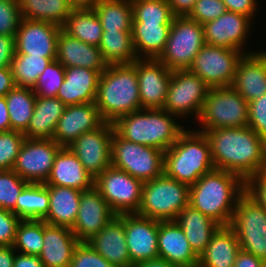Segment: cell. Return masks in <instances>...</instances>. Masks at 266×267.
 <instances>
[{"instance_id":"obj_1","label":"cell","mask_w":266,"mask_h":267,"mask_svg":"<svg viewBox=\"0 0 266 267\" xmlns=\"http://www.w3.org/2000/svg\"><path fill=\"white\" fill-rule=\"evenodd\" d=\"M215 169L236 173L245 181L266 168V140L249 126L203 131Z\"/></svg>"},{"instance_id":"obj_2","label":"cell","mask_w":266,"mask_h":267,"mask_svg":"<svg viewBox=\"0 0 266 267\" xmlns=\"http://www.w3.org/2000/svg\"><path fill=\"white\" fill-rule=\"evenodd\" d=\"M246 181L236 173L214 169L190 186L189 205L220 226H229Z\"/></svg>"},{"instance_id":"obj_3","label":"cell","mask_w":266,"mask_h":267,"mask_svg":"<svg viewBox=\"0 0 266 267\" xmlns=\"http://www.w3.org/2000/svg\"><path fill=\"white\" fill-rule=\"evenodd\" d=\"M177 118L164 109H140L119 117L113 125L125 140L165 152L187 129Z\"/></svg>"},{"instance_id":"obj_4","label":"cell","mask_w":266,"mask_h":267,"mask_svg":"<svg viewBox=\"0 0 266 267\" xmlns=\"http://www.w3.org/2000/svg\"><path fill=\"white\" fill-rule=\"evenodd\" d=\"M95 105L105 122L141 109L136 68L132 64H109L100 75Z\"/></svg>"},{"instance_id":"obj_5","label":"cell","mask_w":266,"mask_h":267,"mask_svg":"<svg viewBox=\"0 0 266 267\" xmlns=\"http://www.w3.org/2000/svg\"><path fill=\"white\" fill-rule=\"evenodd\" d=\"M214 169L206 135L193 128L164 152V174L189 186Z\"/></svg>"},{"instance_id":"obj_6","label":"cell","mask_w":266,"mask_h":267,"mask_svg":"<svg viewBox=\"0 0 266 267\" xmlns=\"http://www.w3.org/2000/svg\"><path fill=\"white\" fill-rule=\"evenodd\" d=\"M190 186L165 174L143 182L137 214L157 221H174L189 205Z\"/></svg>"},{"instance_id":"obj_7","label":"cell","mask_w":266,"mask_h":267,"mask_svg":"<svg viewBox=\"0 0 266 267\" xmlns=\"http://www.w3.org/2000/svg\"><path fill=\"white\" fill-rule=\"evenodd\" d=\"M248 119V102L232 86L210 88L195 130L246 127Z\"/></svg>"},{"instance_id":"obj_8","label":"cell","mask_w":266,"mask_h":267,"mask_svg":"<svg viewBox=\"0 0 266 267\" xmlns=\"http://www.w3.org/2000/svg\"><path fill=\"white\" fill-rule=\"evenodd\" d=\"M111 166L142 182L164 174V152L122 138L115 130L111 141Z\"/></svg>"},{"instance_id":"obj_9","label":"cell","mask_w":266,"mask_h":267,"mask_svg":"<svg viewBox=\"0 0 266 267\" xmlns=\"http://www.w3.org/2000/svg\"><path fill=\"white\" fill-rule=\"evenodd\" d=\"M205 44L201 24L187 16H175L165 49L157 59L170 70H186Z\"/></svg>"},{"instance_id":"obj_10","label":"cell","mask_w":266,"mask_h":267,"mask_svg":"<svg viewBox=\"0 0 266 267\" xmlns=\"http://www.w3.org/2000/svg\"><path fill=\"white\" fill-rule=\"evenodd\" d=\"M229 227L242 250L266 262V211L246 192L236 204Z\"/></svg>"},{"instance_id":"obj_11","label":"cell","mask_w":266,"mask_h":267,"mask_svg":"<svg viewBox=\"0 0 266 267\" xmlns=\"http://www.w3.org/2000/svg\"><path fill=\"white\" fill-rule=\"evenodd\" d=\"M209 90L210 87L188 69L173 70L163 109L178 119L193 116L197 121Z\"/></svg>"},{"instance_id":"obj_12","label":"cell","mask_w":266,"mask_h":267,"mask_svg":"<svg viewBox=\"0 0 266 267\" xmlns=\"http://www.w3.org/2000/svg\"><path fill=\"white\" fill-rule=\"evenodd\" d=\"M142 186L141 180L113 166L94 179V187L116 215L138 212Z\"/></svg>"},{"instance_id":"obj_13","label":"cell","mask_w":266,"mask_h":267,"mask_svg":"<svg viewBox=\"0 0 266 267\" xmlns=\"http://www.w3.org/2000/svg\"><path fill=\"white\" fill-rule=\"evenodd\" d=\"M243 56L240 50L205 44L188 70L198 75L210 88L231 86Z\"/></svg>"},{"instance_id":"obj_14","label":"cell","mask_w":266,"mask_h":267,"mask_svg":"<svg viewBox=\"0 0 266 267\" xmlns=\"http://www.w3.org/2000/svg\"><path fill=\"white\" fill-rule=\"evenodd\" d=\"M62 148L53 139H26L12 170L28 183L45 184Z\"/></svg>"},{"instance_id":"obj_15","label":"cell","mask_w":266,"mask_h":267,"mask_svg":"<svg viewBox=\"0 0 266 267\" xmlns=\"http://www.w3.org/2000/svg\"><path fill=\"white\" fill-rule=\"evenodd\" d=\"M113 132V123L104 122L95 130L83 133L68 146L94 179L111 166Z\"/></svg>"},{"instance_id":"obj_16","label":"cell","mask_w":266,"mask_h":267,"mask_svg":"<svg viewBox=\"0 0 266 267\" xmlns=\"http://www.w3.org/2000/svg\"><path fill=\"white\" fill-rule=\"evenodd\" d=\"M253 22L248 16L226 11L215 20L202 25L205 43L211 46L240 50L244 54L257 52L259 49L256 51L255 49L246 50L247 40L250 41L248 38L252 36L250 30L254 27Z\"/></svg>"},{"instance_id":"obj_17","label":"cell","mask_w":266,"mask_h":267,"mask_svg":"<svg viewBox=\"0 0 266 267\" xmlns=\"http://www.w3.org/2000/svg\"><path fill=\"white\" fill-rule=\"evenodd\" d=\"M132 65L136 68L141 109H163L173 70L153 58H138Z\"/></svg>"},{"instance_id":"obj_18","label":"cell","mask_w":266,"mask_h":267,"mask_svg":"<svg viewBox=\"0 0 266 267\" xmlns=\"http://www.w3.org/2000/svg\"><path fill=\"white\" fill-rule=\"evenodd\" d=\"M160 221L137 213L124 214V230L131 263L159 258L158 230Z\"/></svg>"},{"instance_id":"obj_19","label":"cell","mask_w":266,"mask_h":267,"mask_svg":"<svg viewBox=\"0 0 266 267\" xmlns=\"http://www.w3.org/2000/svg\"><path fill=\"white\" fill-rule=\"evenodd\" d=\"M61 29L53 23L22 18L15 36V53L56 58Z\"/></svg>"},{"instance_id":"obj_20","label":"cell","mask_w":266,"mask_h":267,"mask_svg":"<svg viewBox=\"0 0 266 267\" xmlns=\"http://www.w3.org/2000/svg\"><path fill=\"white\" fill-rule=\"evenodd\" d=\"M115 216L101 193L93 186L82 191L77 218L71 230L79 242H88Z\"/></svg>"},{"instance_id":"obj_21","label":"cell","mask_w":266,"mask_h":267,"mask_svg":"<svg viewBox=\"0 0 266 267\" xmlns=\"http://www.w3.org/2000/svg\"><path fill=\"white\" fill-rule=\"evenodd\" d=\"M104 122L95 103L67 105L52 139L62 147H68L80 135L95 130Z\"/></svg>"},{"instance_id":"obj_22","label":"cell","mask_w":266,"mask_h":267,"mask_svg":"<svg viewBox=\"0 0 266 267\" xmlns=\"http://www.w3.org/2000/svg\"><path fill=\"white\" fill-rule=\"evenodd\" d=\"M261 50L244 54L231 84L247 102L266 94V48Z\"/></svg>"},{"instance_id":"obj_23","label":"cell","mask_w":266,"mask_h":267,"mask_svg":"<svg viewBox=\"0 0 266 267\" xmlns=\"http://www.w3.org/2000/svg\"><path fill=\"white\" fill-rule=\"evenodd\" d=\"M157 244L159 258L179 267H198L199 257L175 220L160 221Z\"/></svg>"},{"instance_id":"obj_24","label":"cell","mask_w":266,"mask_h":267,"mask_svg":"<svg viewBox=\"0 0 266 267\" xmlns=\"http://www.w3.org/2000/svg\"><path fill=\"white\" fill-rule=\"evenodd\" d=\"M56 60L65 68H88L100 74L109 65L98 46L84 43L68 35L62 29L57 38Z\"/></svg>"},{"instance_id":"obj_25","label":"cell","mask_w":266,"mask_h":267,"mask_svg":"<svg viewBox=\"0 0 266 267\" xmlns=\"http://www.w3.org/2000/svg\"><path fill=\"white\" fill-rule=\"evenodd\" d=\"M87 243L109 263L117 267H134L126 243L124 214L116 215Z\"/></svg>"},{"instance_id":"obj_26","label":"cell","mask_w":266,"mask_h":267,"mask_svg":"<svg viewBox=\"0 0 266 267\" xmlns=\"http://www.w3.org/2000/svg\"><path fill=\"white\" fill-rule=\"evenodd\" d=\"M78 244L70 227L50 225L43 221V247L38 257L45 267H70Z\"/></svg>"},{"instance_id":"obj_27","label":"cell","mask_w":266,"mask_h":267,"mask_svg":"<svg viewBox=\"0 0 266 267\" xmlns=\"http://www.w3.org/2000/svg\"><path fill=\"white\" fill-rule=\"evenodd\" d=\"M45 185L84 191L94 186V178L86 171L69 147H62L54 159L51 173Z\"/></svg>"},{"instance_id":"obj_28","label":"cell","mask_w":266,"mask_h":267,"mask_svg":"<svg viewBox=\"0 0 266 267\" xmlns=\"http://www.w3.org/2000/svg\"><path fill=\"white\" fill-rule=\"evenodd\" d=\"M100 73L82 67L65 68V79L57 93L66 106L95 103Z\"/></svg>"},{"instance_id":"obj_29","label":"cell","mask_w":266,"mask_h":267,"mask_svg":"<svg viewBox=\"0 0 266 267\" xmlns=\"http://www.w3.org/2000/svg\"><path fill=\"white\" fill-rule=\"evenodd\" d=\"M240 250L236 233L229 226H220L199 256L198 267H233Z\"/></svg>"},{"instance_id":"obj_30","label":"cell","mask_w":266,"mask_h":267,"mask_svg":"<svg viewBox=\"0 0 266 267\" xmlns=\"http://www.w3.org/2000/svg\"><path fill=\"white\" fill-rule=\"evenodd\" d=\"M183 229L191 249L199 257L220 225L190 205L183 208L175 219Z\"/></svg>"},{"instance_id":"obj_31","label":"cell","mask_w":266,"mask_h":267,"mask_svg":"<svg viewBox=\"0 0 266 267\" xmlns=\"http://www.w3.org/2000/svg\"><path fill=\"white\" fill-rule=\"evenodd\" d=\"M66 105L57 97H37L33 115L27 130L26 139H52L58 120Z\"/></svg>"},{"instance_id":"obj_32","label":"cell","mask_w":266,"mask_h":267,"mask_svg":"<svg viewBox=\"0 0 266 267\" xmlns=\"http://www.w3.org/2000/svg\"><path fill=\"white\" fill-rule=\"evenodd\" d=\"M49 193V210L43 219L47 224L72 227L76 221L82 191L46 185Z\"/></svg>"},{"instance_id":"obj_33","label":"cell","mask_w":266,"mask_h":267,"mask_svg":"<svg viewBox=\"0 0 266 267\" xmlns=\"http://www.w3.org/2000/svg\"><path fill=\"white\" fill-rule=\"evenodd\" d=\"M172 23H132V40L138 58L157 59L164 51Z\"/></svg>"},{"instance_id":"obj_34","label":"cell","mask_w":266,"mask_h":267,"mask_svg":"<svg viewBox=\"0 0 266 267\" xmlns=\"http://www.w3.org/2000/svg\"><path fill=\"white\" fill-rule=\"evenodd\" d=\"M61 28L68 35L84 43L95 46L101 43L103 28L93 8L73 9Z\"/></svg>"},{"instance_id":"obj_35","label":"cell","mask_w":266,"mask_h":267,"mask_svg":"<svg viewBox=\"0 0 266 267\" xmlns=\"http://www.w3.org/2000/svg\"><path fill=\"white\" fill-rule=\"evenodd\" d=\"M22 18L63 26L73 11L69 0H19Z\"/></svg>"},{"instance_id":"obj_36","label":"cell","mask_w":266,"mask_h":267,"mask_svg":"<svg viewBox=\"0 0 266 267\" xmlns=\"http://www.w3.org/2000/svg\"><path fill=\"white\" fill-rule=\"evenodd\" d=\"M49 210V193L45 184L28 183L17 198L12 212L21 220H43Z\"/></svg>"},{"instance_id":"obj_37","label":"cell","mask_w":266,"mask_h":267,"mask_svg":"<svg viewBox=\"0 0 266 267\" xmlns=\"http://www.w3.org/2000/svg\"><path fill=\"white\" fill-rule=\"evenodd\" d=\"M37 96L33 89L15 86L6 95L11 130L24 133L33 115Z\"/></svg>"},{"instance_id":"obj_38","label":"cell","mask_w":266,"mask_h":267,"mask_svg":"<svg viewBox=\"0 0 266 267\" xmlns=\"http://www.w3.org/2000/svg\"><path fill=\"white\" fill-rule=\"evenodd\" d=\"M98 47L108 64H132L138 59L131 31H103Z\"/></svg>"},{"instance_id":"obj_39","label":"cell","mask_w":266,"mask_h":267,"mask_svg":"<svg viewBox=\"0 0 266 267\" xmlns=\"http://www.w3.org/2000/svg\"><path fill=\"white\" fill-rule=\"evenodd\" d=\"M93 9L98 15L103 31H131V0H101Z\"/></svg>"},{"instance_id":"obj_40","label":"cell","mask_w":266,"mask_h":267,"mask_svg":"<svg viewBox=\"0 0 266 267\" xmlns=\"http://www.w3.org/2000/svg\"><path fill=\"white\" fill-rule=\"evenodd\" d=\"M56 58L14 54L10 69L17 87L34 89L38 77Z\"/></svg>"},{"instance_id":"obj_41","label":"cell","mask_w":266,"mask_h":267,"mask_svg":"<svg viewBox=\"0 0 266 267\" xmlns=\"http://www.w3.org/2000/svg\"><path fill=\"white\" fill-rule=\"evenodd\" d=\"M13 247L18 253L39 256L43 247V220H21Z\"/></svg>"},{"instance_id":"obj_42","label":"cell","mask_w":266,"mask_h":267,"mask_svg":"<svg viewBox=\"0 0 266 267\" xmlns=\"http://www.w3.org/2000/svg\"><path fill=\"white\" fill-rule=\"evenodd\" d=\"M132 23H172L175 15L167 0H131Z\"/></svg>"},{"instance_id":"obj_43","label":"cell","mask_w":266,"mask_h":267,"mask_svg":"<svg viewBox=\"0 0 266 267\" xmlns=\"http://www.w3.org/2000/svg\"><path fill=\"white\" fill-rule=\"evenodd\" d=\"M65 79V67L56 59L38 77L33 91L37 97H56Z\"/></svg>"},{"instance_id":"obj_44","label":"cell","mask_w":266,"mask_h":267,"mask_svg":"<svg viewBox=\"0 0 266 267\" xmlns=\"http://www.w3.org/2000/svg\"><path fill=\"white\" fill-rule=\"evenodd\" d=\"M27 184L28 182L13 170H0V208L12 211Z\"/></svg>"},{"instance_id":"obj_45","label":"cell","mask_w":266,"mask_h":267,"mask_svg":"<svg viewBox=\"0 0 266 267\" xmlns=\"http://www.w3.org/2000/svg\"><path fill=\"white\" fill-rule=\"evenodd\" d=\"M25 135L17 131L0 132V170H12Z\"/></svg>"},{"instance_id":"obj_46","label":"cell","mask_w":266,"mask_h":267,"mask_svg":"<svg viewBox=\"0 0 266 267\" xmlns=\"http://www.w3.org/2000/svg\"><path fill=\"white\" fill-rule=\"evenodd\" d=\"M21 19L19 0H0V35L16 36Z\"/></svg>"},{"instance_id":"obj_47","label":"cell","mask_w":266,"mask_h":267,"mask_svg":"<svg viewBox=\"0 0 266 267\" xmlns=\"http://www.w3.org/2000/svg\"><path fill=\"white\" fill-rule=\"evenodd\" d=\"M226 11L222 0H197L187 17L204 25L220 17Z\"/></svg>"},{"instance_id":"obj_48","label":"cell","mask_w":266,"mask_h":267,"mask_svg":"<svg viewBox=\"0 0 266 267\" xmlns=\"http://www.w3.org/2000/svg\"><path fill=\"white\" fill-rule=\"evenodd\" d=\"M70 267H117L109 263L87 242H79L73 252Z\"/></svg>"},{"instance_id":"obj_49","label":"cell","mask_w":266,"mask_h":267,"mask_svg":"<svg viewBox=\"0 0 266 267\" xmlns=\"http://www.w3.org/2000/svg\"><path fill=\"white\" fill-rule=\"evenodd\" d=\"M248 126L266 140V94L248 102Z\"/></svg>"},{"instance_id":"obj_50","label":"cell","mask_w":266,"mask_h":267,"mask_svg":"<svg viewBox=\"0 0 266 267\" xmlns=\"http://www.w3.org/2000/svg\"><path fill=\"white\" fill-rule=\"evenodd\" d=\"M20 221L12 211L0 208V246H13Z\"/></svg>"},{"instance_id":"obj_51","label":"cell","mask_w":266,"mask_h":267,"mask_svg":"<svg viewBox=\"0 0 266 267\" xmlns=\"http://www.w3.org/2000/svg\"><path fill=\"white\" fill-rule=\"evenodd\" d=\"M246 193L266 211V168L246 180Z\"/></svg>"},{"instance_id":"obj_52","label":"cell","mask_w":266,"mask_h":267,"mask_svg":"<svg viewBox=\"0 0 266 267\" xmlns=\"http://www.w3.org/2000/svg\"><path fill=\"white\" fill-rule=\"evenodd\" d=\"M227 11L242 14L250 17L253 21L259 10V1L257 0H222ZM256 14V15H255ZM255 16V17H254Z\"/></svg>"},{"instance_id":"obj_53","label":"cell","mask_w":266,"mask_h":267,"mask_svg":"<svg viewBox=\"0 0 266 267\" xmlns=\"http://www.w3.org/2000/svg\"><path fill=\"white\" fill-rule=\"evenodd\" d=\"M15 54V36L0 35V68L10 67Z\"/></svg>"},{"instance_id":"obj_54","label":"cell","mask_w":266,"mask_h":267,"mask_svg":"<svg viewBox=\"0 0 266 267\" xmlns=\"http://www.w3.org/2000/svg\"><path fill=\"white\" fill-rule=\"evenodd\" d=\"M233 267H266V262L241 249Z\"/></svg>"},{"instance_id":"obj_55","label":"cell","mask_w":266,"mask_h":267,"mask_svg":"<svg viewBox=\"0 0 266 267\" xmlns=\"http://www.w3.org/2000/svg\"><path fill=\"white\" fill-rule=\"evenodd\" d=\"M175 16H187L197 0H167Z\"/></svg>"},{"instance_id":"obj_56","label":"cell","mask_w":266,"mask_h":267,"mask_svg":"<svg viewBox=\"0 0 266 267\" xmlns=\"http://www.w3.org/2000/svg\"><path fill=\"white\" fill-rule=\"evenodd\" d=\"M13 267H45L41 259L35 255L16 252Z\"/></svg>"},{"instance_id":"obj_57","label":"cell","mask_w":266,"mask_h":267,"mask_svg":"<svg viewBox=\"0 0 266 267\" xmlns=\"http://www.w3.org/2000/svg\"><path fill=\"white\" fill-rule=\"evenodd\" d=\"M15 86L10 67L0 68V96H5Z\"/></svg>"},{"instance_id":"obj_58","label":"cell","mask_w":266,"mask_h":267,"mask_svg":"<svg viewBox=\"0 0 266 267\" xmlns=\"http://www.w3.org/2000/svg\"><path fill=\"white\" fill-rule=\"evenodd\" d=\"M15 253L13 246H0V267H13Z\"/></svg>"},{"instance_id":"obj_59","label":"cell","mask_w":266,"mask_h":267,"mask_svg":"<svg viewBox=\"0 0 266 267\" xmlns=\"http://www.w3.org/2000/svg\"><path fill=\"white\" fill-rule=\"evenodd\" d=\"M10 130L11 124L6 99L5 96H0V132Z\"/></svg>"},{"instance_id":"obj_60","label":"cell","mask_w":266,"mask_h":267,"mask_svg":"<svg viewBox=\"0 0 266 267\" xmlns=\"http://www.w3.org/2000/svg\"><path fill=\"white\" fill-rule=\"evenodd\" d=\"M134 267H179L173 264L168 263L166 260L157 258L153 260H146L137 263Z\"/></svg>"},{"instance_id":"obj_61","label":"cell","mask_w":266,"mask_h":267,"mask_svg":"<svg viewBox=\"0 0 266 267\" xmlns=\"http://www.w3.org/2000/svg\"><path fill=\"white\" fill-rule=\"evenodd\" d=\"M101 0H69V3L73 9H92Z\"/></svg>"}]
</instances>
